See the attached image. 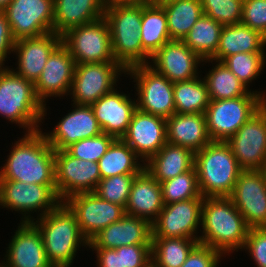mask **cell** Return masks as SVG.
Wrapping results in <instances>:
<instances>
[{"mask_svg":"<svg viewBox=\"0 0 266 267\" xmlns=\"http://www.w3.org/2000/svg\"><path fill=\"white\" fill-rule=\"evenodd\" d=\"M121 139L146 163L167 143L166 118L136 109Z\"/></svg>","mask_w":266,"mask_h":267,"instance_id":"obj_19","label":"cell"},{"mask_svg":"<svg viewBox=\"0 0 266 267\" xmlns=\"http://www.w3.org/2000/svg\"><path fill=\"white\" fill-rule=\"evenodd\" d=\"M125 267H143L151 258V244L124 246Z\"/></svg>","mask_w":266,"mask_h":267,"instance_id":"obj_46","label":"cell"},{"mask_svg":"<svg viewBox=\"0 0 266 267\" xmlns=\"http://www.w3.org/2000/svg\"><path fill=\"white\" fill-rule=\"evenodd\" d=\"M12 146L5 164L0 168V180L56 185L55 150L48 143L42 129L24 133V137L15 141L14 145L12 142Z\"/></svg>","mask_w":266,"mask_h":267,"instance_id":"obj_1","label":"cell"},{"mask_svg":"<svg viewBox=\"0 0 266 267\" xmlns=\"http://www.w3.org/2000/svg\"><path fill=\"white\" fill-rule=\"evenodd\" d=\"M64 203L75 214L80 231L89 242L125 214L122 206L105 201L94 192L74 194Z\"/></svg>","mask_w":266,"mask_h":267,"instance_id":"obj_14","label":"cell"},{"mask_svg":"<svg viewBox=\"0 0 266 267\" xmlns=\"http://www.w3.org/2000/svg\"><path fill=\"white\" fill-rule=\"evenodd\" d=\"M151 59L148 65L172 83L199 77L198 66L203 63L182 40L168 41Z\"/></svg>","mask_w":266,"mask_h":267,"instance_id":"obj_20","label":"cell"},{"mask_svg":"<svg viewBox=\"0 0 266 267\" xmlns=\"http://www.w3.org/2000/svg\"><path fill=\"white\" fill-rule=\"evenodd\" d=\"M151 1L157 4H162V3H173V2L181 1V0H151Z\"/></svg>","mask_w":266,"mask_h":267,"instance_id":"obj_51","label":"cell"},{"mask_svg":"<svg viewBox=\"0 0 266 267\" xmlns=\"http://www.w3.org/2000/svg\"><path fill=\"white\" fill-rule=\"evenodd\" d=\"M126 74L136 83L137 109L163 118L175 113L173 83L148 64L135 65ZM137 86V87H136Z\"/></svg>","mask_w":266,"mask_h":267,"instance_id":"obj_10","label":"cell"},{"mask_svg":"<svg viewBox=\"0 0 266 267\" xmlns=\"http://www.w3.org/2000/svg\"><path fill=\"white\" fill-rule=\"evenodd\" d=\"M251 228L266 227V174L242 170L229 196Z\"/></svg>","mask_w":266,"mask_h":267,"instance_id":"obj_17","label":"cell"},{"mask_svg":"<svg viewBox=\"0 0 266 267\" xmlns=\"http://www.w3.org/2000/svg\"><path fill=\"white\" fill-rule=\"evenodd\" d=\"M0 115L25 129V133L41 130V122L46 119L34 84L7 66L0 70Z\"/></svg>","mask_w":266,"mask_h":267,"instance_id":"obj_5","label":"cell"},{"mask_svg":"<svg viewBox=\"0 0 266 267\" xmlns=\"http://www.w3.org/2000/svg\"><path fill=\"white\" fill-rule=\"evenodd\" d=\"M62 44L69 50L75 64L117 62L110 28L104 17L68 30Z\"/></svg>","mask_w":266,"mask_h":267,"instance_id":"obj_8","label":"cell"},{"mask_svg":"<svg viewBox=\"0 0 266 267\" xmlns=\"http://www.w3.org/2000/svg\"><path fill=\"white\" fill-rule=\"evenodd\" d=\"M222 257L225 256L220 251L198 243L181 267H218Z\"/></svg>","mask_w":266,"mask_h":267,"instance_id":"obj_44","label":"cell"},{"mask_svg":"<svg viewBox=\"0 0 266 267\" xmlns=\"http://www.w3.org/2000/svg\"><path fill=\"white\" fill-rule=\"evenodd\" d=\"M151 224L136 216H124L102 229L90 242V248L115 249L125 245L151 244Z\"/></svg>","mask_w":266,"mask_h":267,"instance_id":"obj_25","label":"cell"},{"mask_svg":"<svg viewBox=\"0 0 266 267\" xmlns=\"http://www.w3.org/2000/svg\"><path fill=\"white\" fill-rule=\"evenodd\" d=\"M71 105L74 109L57 122L53 131L43 133L54 150H65L72 143L103 132L90 105Z\"/></svg>","mask_w":266,"mask_h":267,"instance_id":"obj_21","label":"cell"},{"mask_svg":"<svg viewBox=\"0 0 266 267\" xmlns=\"http://www.w3.org/2000/svg\"><path fill=\"white\" fill-rule=\"evenodd\" d=\"M242 170H259L266 152V103L226 141Z\"/></svg>","mask_w":266,"mask_h":267,"instance_id":"obj_16","label":"cell"},{"mask_svg":"<svg viewBox=\"0 0 266 267\" xmlns=\"http://www.w3.org/2000/svg\"><path fill=\"white\" fill-rule=\"evenodd\" d=\"M160 5L166 12L171 40H183L196 21L203 15L200 0H181Z\"/></svg>","mask_w":266,"mask_h":267,"instance_id":"obj_36","label":"cell"},{"mask_svg":"<svg viewBox=\"0 0 266 267\" xmlns=\"http://www.w3.org/2000/svg\"><path fill=\"white\" fill-rule=\"evenodd\" d=\"M160 185L164 205L194 198H204L199 190L195 166L185 173L161 182Z\"/></svg>","mask_w":266,"mask_h":267,"instance_id":"obj_38","label":"cell"},{"mask_svg":"<svg viewBox=\"0 0 266 267\" xmlns=\"http://www.w3.org/2000/svg\"><path fill=\"white\" fill-rule=\"evenodd\" d=\"M15 41L7 17L0 11V67H5L4 63L8 55L13 52Z\"/></svg>","mask_w":266,"mask_h":267,"instance_id":"obj_48","label":"cell"},{"mask_svg":"<svg viewBox=\"0 0 266 267\" xmlns=\"http://www.w3.org/2000/svg\"><path fill=\"white\" fill-rule=\"evenodd\" d=\"M223 63L247 87L261 76L266 65V53H238L228 56Z\"/></svg>","mask_w":266,"mask_h":267,"instance_id":"obj_39","label":"cell"},{"mask_svg":"<svg viewBox=\"0 0 266 267\" xmlns=\"http://www.w3.org/2000/svg\"><path fill=\"white\" fill-rule=\"evenodd\" d=\"M53 6V32L60 36L104 17L106 7L104 0H53Z\"/></svg>","mask_w":266,"mask_h":267,"instance_id":"obj_28","label":"cell"},{"mask_svg":"<svg viewBox=\"0 0 266 267\" xmlns=\"http://www.w3.org/2000/svg\"><path fill=\"white\" fill-rule=\"evenodd\" d=\"M11 0H0V11H3Z\"/></svg>","mask_w":266,"mask_h":267,"instance_id":"obj_50","label":"cell"},{"mask_svg":"<svg viewBox=\"0 0 266 267\" xmlns=\"http://www.w3.org/2000/svg\"><path fill=\"white\" fill-rule=\"evenodd\" d=\"M97 257V267H125L124 246L107 249L91 248Z\"/></svg>","mask_w":266,"mask_h":267,"instance_id":"obj_47","label":"cell"},{"mask_svg":"<svg viewBox=\"0 0 266 267\" xmlns=\"http://www.w3.org/2000/svg\"><path fill=\"white\" fill-rule=\"evenodd\" d=\"M140 39L143 49L151 57L171 40L166 12L160 4L153 1L142 3Z\"/></svg>","mask_w":266,"mask_h":267,"instance_id":"obj_32","label":"cell"},{"mask_svg":"<svg viewBox=\"0 0 266 267\" xmlns=\"http://www.w3.org/2000/svg\"><path fill=\"white\" fill-rule=\"evenodd\" d=\"M62 201L58 198L56 185L26 184L14 180H0V207L22 214L21 221L36 220L55 209ZM38 211V213H37Z\"/></svg>","mask_w":266,"mask_h":267,"instance_id":"obj_7","label":"cell"},{"mask_svg":"<svg viewBox=\"0 0 266 267\" xmlns=\"http://www.w3.org/2000/svg\"><path fill=\"white\" fill-rule=\"evenodd\" d=\"M266 37L245 24L223 25L219 46L211 60L223 62L238 53H265Z\"/></svg>","mask_w":266,"mask_h":267,"instance_id":"obj_29","label":"cell"},{"mask_svg":"<svg viewBox=\"0 0 266 267\" xmlns=\"http://www.w3.org/2000/svg\"><path fill=\"white\" fill-rule=\"evenodd\" d=\"M149 1L151 0H104V3L105 6H110L113 4L143 3Z\"/></svg>","mask_w":266,"mask_h":267,"instance_id":"obj_49","label":"cell"},{"mask_svg":"<svg viewBox=\"0 0 266 267\" xmlns=\"http://www.w3.org/2000/svg\"><path fill=\"white\" fill-rule=\"evenodd\" d=\"M257 267H266V227L251 228L244 247Z\"/></svg>","mask_w":266,"mask_h":267,"instance_id":"obj_45","label":"cell"},{"mask_svg":"<svg viewBox=\"0 0 266 267\" xmlns=\"http://www.w3.org/2000/svg\"><path fill=\"white\" fill-rule=\"evenodd\" d=\"M104 18L110 28L115 60L126 70L149 64L151 56L143 49L140 39L142 3L106 6Z\"/></svg>","mask_w":266,"mask_h":267,"instance_id":"obj_4","label":"cell"},{"mask_svg":"<svg viewBox=\"0 0 266 267\" xmlns=\"http://www.w3.org/2000/svg\"><path fill=\"white\" fill-rule=\"evenodd\" d=\"M204 198H194L165 204L151 224V238H192L199 241Z\"/></svg>","mask_w":266,"mask_h":267,"instance_id":"obj_13","label":"cell"},{"mask_svg":"<svg viewBox=\"0 0 266 267\" xmlns=\"http://www.w3.org/2000/svg\"><path fill=\"white\" fill-rule=\"evenodd\" d=\"M195 153L189 148L166 143L144 165V169L159 183L191 170Z\"/></svg>","mask_w":266,"mask_h":267,"instance_id":"obj_30","label":"cell"},{"mask_svg":"<svg viewBox=\"0 0 266 267\" xmlns=\"http://www.w3.org/2000/svg\"><path fill=\"white\" fill-rule=\"evenodd\" d=\"M199 243L192 238H151V258L158 267H181Z\"/></svg>","mask_w":266,"mask_h":267,"instance_id":"obj_37","label":"cell"},{"mask_svg":"<svg viewBox=\"0 0 266 267\" xmlns=\"http://www.w3.org/2000/svg\"><path fill=\"white\" fill-rule=\"evenodd\" d=\"M31 223L41 233L47 260L53 267H71L79 248L89 247L75 214L64 202Z\"/></svg>","mask_w":266,"mask_h":267,"instance_id":"obj_3","label":"cell"},{"mask_svg":"<svg viewBox=\"0 0 266 267\" xmlns=\"http://www.w3.org/2000/svg\"><path fill=\"white\" fill-rule=\"evenodd\" d=\"M203 14L222 25L241 23L243 0H200Z\"/></svg>","mask_w":266,"mask_h":267,"instance_id":"obj_41","label":"cell"},{"mask_svg":"<svg viewBox=\"0 0 266 267\" xmlns=\"http://www.w3.org/2000/svg\"><path fill=\"white\" fill-rule=\"evenodd\" d=\"M241 23L266 37V0H243Z\"/></svg>","mask_w":266,"mask_h":267,"instance_id":"obj_43","label":"cell"},{"mask_svg":"<svg viewBox=\"0 0 266 267\" xmlns=\"http://www.w3.org/2000/svg\"><path fill=\"white\" fill-rule=\"evenodd\" d=\"M263 173L266 174V152H265V158H264V162L262 164V168L260 169Z\"/></svg>","mask_w":266,"mask_h":267,"instance_id":"obj_52","label":"cell"},{"mask_svg":"<svg viewBox=\"0 0 266 267\" xmlns=\"http://www.w3.org/2000/svg\"><path fill=\"white\" fill-rule=\"evenodd\" d=\"M203 64L212 63L215 66L209 69L203 77L206 82L210 100L233 99L242 96H262L266 100L264 91L249 90L223 63L211 59L203 60Z\"/></svg>","mask_w":266,"mask_h":267,"instance_id":"obj_31","label":"cell"},{"mask_svg":"<svg viewBox=\"0 0 266 267\" xmlns=\"http://www.w3.org/2000/svg\"><path fill=\"white\" fill-rule=\"evenodd\" d=\"M265 103L266 100L262 96L210 100L205 111L210 139L226 142Z\"/></svg>","mask_w":266,"mask_h":267,"instance_id":"obj_9","label":"cell"},{"mask_svg":"<svg viewBox=\"0 0 266 267\" xmlns=\"http://www.w3.org/2000/svg\"><path fill=\"white\" fill-rule=\"evenodd\" d=\"M194 166L203 197H229L242 169L227 142L211 141L195 152Z\"/></svg>","mask_w":266,"mask_h":267,"instance_id":"obj_6","label":"cell"},{"mask_svg":"<svg viewBox=\"0 0 266 267\" xmlns=\"http://www.w3.org/2000/svg\"><path fill=\"white\" fill-rule=\"evenodd\" d=\"M126 69L119 62L75 64L69 96L74 104L92 105L113 91Z\"/></svg>","mask_w":266,"mask_h":267,"instance_id":"obj_11","label":"cell"},{"mask_svg":"<svg viewBox=\"0 0 266 267\" xmlns=\"http://www.w3.org/2000/svg\"><path fill=\"white\" fill-rule=\"evenodd\" d=\"M62 43V36L49 32L37 37L17 39L13 54L16 55V69L11 68L22 78L36 83L40 77L48 57Z\"/></svg>","mask_w":266,"mask_h":267,"instance_id":"obj_22","label":"cell"},{"mask_svg":"<svg viewBox=\"0 0 266 267\" xmlns=\"http://www.w3.org/2000/svg\"><path fill=\"white\" fill-rule=\"evenodd\" d=\"M201 228L199 243L223 255L242 251L250 230L230 197H204Z\"/></svg>","mask_w":266,"mask_h":267,"instance_id":"obj_2","label":"cell"},{"mask_svg":"<svg viewBox=\"0 0 266 267\" xmlns=\"http://www.w3.org/2000/svg\"><path fill=\"white\" fill-rule=\"evenodd\" d=\"M100 180L97 162L73 157L66 149L55 150L56 192L62 202L74 194L94 192Z\"/></svg>","mask_w":266,"mask_h":267,"instance_id":"obj_12","label":"cell"},{"mask_svg":"<svg viewBox=\"0 0 266 267\" xmlns=\"http://www.w3.org/2000/svg\"><path fill=\"white\" fill-rule=\"evenodd\" d=\"M115 140V137L102 132L97 136L72 143L66 150L73 157L98 162Z\"/></svg>","mask_w":266,"mask_h":267,"instance_id":"obj_42","label":"cell"},{"mask_svg":"<svg viewBox=\"0 0 266 267\" xmlns=\"http://www.w3.org/2000/svg\"><path fill=\"white\" fill-rule=\"evenodd\" d=\"M14 233L0 262L3 267H53L47 260L41 233L31 222H20Z\"/></svg>","mask_w":266,"mask_h":267,"instance_id":"obj_23","label":"cell"},{"mask_svg":"<svg viewBox=\"0 0 266 267\" xmlns=\"http://www.w3.org/2000/svg\"><path fill=\"white\" fill-rule=\"evenodd\" d=\"M119 92L115 88L90 105L102 131L116 139L126 134L132 114L137 109L136 99Z\"/></svg>","mask_w":266,"mask_h":267,"instance_id":"obj_24","label":"cell"},{"mask_svg":"<svg viewBox=\"0 0 266 267\" xmlns=\"http://www.w3.org/2000/svg\"><path fill=\"white\" fill-rule=\"evenodd\" d=\"M175 113L205 114L210 103L205 80L201 75L188 81L173 83Z\"/></svg>","mask_w":266,"mask_h":267,"instance_id":"obj_35","label":"cell"},{"mask_svg":"<svg viewBox=\"0 0 266 267\" xmlns=\"http://www.w3.org/2000/svg\"><path fill=\"white\" fill-rule=\"evenodd\" d=\"M143 267H158L152 260H150L145 266Z\"/></svg>","mask_w":266,"mask_h":267,"instance_id":"obj_53","label":"cell"},{"mask_svg":"<svg viewBox=\"0 0 266 267\" xmlns=\"http://www.w3.org/2000/svg\"><path fill=\"white\" fill-rule=\"evenodd\" d=\"M53 0H11L3 10L15 40L53 32Z\"/></svg>","mask_w":266,"mask_h":267,"instance_id":"obj_15","label":"cell"},{"mask_svg":"<svg viewBox=\"0 0 266 267\" xmlns=\"http://www.w3.org/2000/svg\"><path fill=\"white\" fill-rule=\"evenodd\" d=\"M223 25L203 14L182 40L202 60L212 59L219 46Z\"/></svg>","mask_w":266,"mask_h":267,"instance_id":"obj_34","label":"cell"},{"mask_svg":"<svg viewBox=\"0 0 266 267\" xmlns=\"http://www.w3.org/2000/svg\"><path fill=\"white\" fill-rule=\"evenodd\" d=\"M97 163L101 179L117 175H138L145 165L122 139H116Z\"/></svg>","mask_w":266,"mask_h":267,"instance_id":"obj_33","label":"cell"},{"mask_svg":"<svg viewBox=\"0 0 266 267\" xmlns=\"http://www.w3.org/2000/svg\"><path fill=\"white\" fill-rule=\"evenodd\" d=\"M135 177L136 175H117L101 179L94 193L101 199L125 209Z\"/></svg>","mask_w":266,"mask_h":267,"instance_id":"obj_40","label":"cell"},{"mask_svg":"<svg viewBox=\"0 0 266 267\" xmlns=\"http://www.w3.org/2000/svg\"><path fill=\"white\" fill-rule=\"evenodd\" d=\"M164 207L160 183L143 169L132 182L125 214L152 224Z\"/></svg>","mask_w":266,"mask_h":267,"instance_id":"obj_26","label":"cell"},{"mask_svg":"<svg viewBox=\"0 0 266 267\" xmlns=\"http://www.w3.org/2000/svg\"><path fill=\"white\" fill-rule=\"evenodd\" d=\"M167 143L189 148L194 153L212 140L207 132L205 114H178L166 118Z\"/></svg>","mask_w":266,"mask_h":267,"instance_id":"obj_27","label":"cell"},{"mask_svg":"<svg viewBox=\"0 0 266 267\" xmlns=\"http://www.w3.org/2000/svg\"><path fill=\"white\" fill-rule=\"evenodd\" d=\"M74 69V58L61 43L48 57L40 77L34 84L36 97L44 106L43 117L47 115L48 97H67L70 94Z\"/></svg>","mask_w":266,"mask_h":267,"instance_id":"obj_18","label":"cell"}]
</instances>
